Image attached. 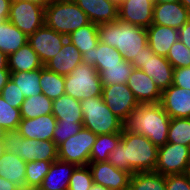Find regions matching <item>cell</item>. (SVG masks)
I'll return each mask as SVG.
<instances>
[{"label": "cell", "mask_w": 190, "mask_h": 190, "mask_svg": "<svg viewBox=\"0 0 190 190\" xmlns=\"http://www.w3.org/2000/svg\"><path fill=\"white\" fill-rule=\"evenodd\" d=\"M76 167L68 162L53 161L37 190H68L71 175Z\"/></svg>", "instance_id": "22"}, {"label": "cell", "mask_w": 190, "mask_h": 190, "mask_svg": "<svg viewBox=\"0 0 190 190\" xmlns=\"http://www.w3.org/2000/svg\"><path fill=\"white\" fill-rule=\"evenodd\" d=\"M9 105L20 109L25 97L19 87L10 79L3 87L0 94Z\"/></svg>", "instance_id": "42"}, {"label": "cell", "mask_w": 190, "mask_h": 190, "mask_svg": "<svg viewBox=\"0 0 190 190\" xmlns=\"http://www.w3.org/2000/svg\"><path fill=\"white\" fill-rule=\"evenodd\" d=\"M26 164L18 155L5 151L0 157V177L25 190Z\"/></svg>", "instance_id": "25"}, {"label": "cell", "mask_w": 190, "mask_h": 190, "mask_svg": "<svg viewBox=\"0 0 190 190\" xmlns=\"http://www.w3.org/2000/svg\"><path fill=\"white\" fill-rule=\"evenodd\" d=\"M52 114L57 122L83 123L80 101L66 94L53 100Z\"/></svg>", "instance_id": "26"}, {"label": "cell", "mask_w": 190, "mask_h": 190, "mask_svg": "<svg viewBox=\"0 0 190 190\" xmlns=\"http://www.w3.org/2000/svg\"><path fill=\"white\" fill-rule=\"evenodd\" d=\"M133 69L134 67L131 62H127L123 59L120 65L105 66V68L99 72V77L103 86L123 84L127 83Z\"/></svg>", "instance_id": "35"}, {"label": "cell", "mask_w": 190, "mask_h": 190, "mask_svg": "<svg viewBox=\"0 0 190 190\" xmlns=\"http://www.w3.org/2000/svg\"><path fill=\"white\" fill-rule=\"evenodd\" d=\"M10 79L19 87L25 98L42 93L40 69L28 72H11Z\"/></svg>", "instance_id": "32"}, {"label": "cell", "mask_w": 190, "mask_h": 190, "mask_svg": "<svg viewBox=\"0 0 190 190\" xmlns=\"http://www.w3.org/2000/svg\"><path fill=\"white\" fill-rule=\"evenodd\" d=\"M45 25L68 36L80 27L90 23L86 13L74 0H55L45 8Z\"/></svg>", "instance_id": "4"}, {"label": "cell", "mask_w": 190, "mask_h": 190, "mask_svg": "<svg viewBox=\"0 0 190 190\" xmlns=\"http://www.w3.org/2000/svg\"><path fill=\"white\" fill-rule=\"evenodd\" d=\"M90 22L101 24L118 19V3L114 0H74Z\"/></svg>", "instance_id": "19"}, {"label": "cell", "mask_w": 190, "mask_h": 190, "mask_svg": "<svg viewBox=\"0 0 190 190\" xmlns=\"http://www.w3.org/2000/svg\"><path fill=\"white\" fill-rule=\"evenodd\" d=\"M7 62L10 72H28L44 67L39 56L28 42L16 52L9 55Z\"/></svg>", "instance_id": "27"}, {"label": "cell", "mask_w": 190, "mask_h": 190, "mask_svg": "<svg viewBox=\"0 0 190 190\" xmlns=\"http://www.w3.org/2000/svg\"><path fill=\"white\" fill-rule=\"evenodd\" d=\"M89 190H110V189L105 188V187H103V186H101V185H98V184H95V183H94V184L90 187Z\"/></svg>", "instance_id": "52"}, {"label": "cell", "mask_w": 190, "mask_h": 190, "mask_svg": "<svg viewBox=\"0 0 190 190\" xmlns=\"http://www.w3.org/2000/svg\"><path fill=\"white\" fill-rule=\"evenodd\" d=\"M56 124L57 119L52 113L33 119L22 118L17 131L24 138L52 141Z\"/></svg>", "instance_id": "17"}, {"label": "cell", "mask_w": 190, "mask_h": 190, "mask_svg": "<svg viewBox=\"0 0 190 190\" xmlns=\"http://www.w3.org/2000/svg\"><path fill=\"white\" fill-rule=\"evenodd\" d=\"M146 30L152 51L156 55L167 57L171 46L178 40V30L157 24H151Z\"/></svg>", "instance_id": "21"}, {"label": "cell", "mask_w": 190, "mask_h": 190, "mask_svg": "<svg viewBox=\"0 0 190 190\" xmlns=\"http://www.w3.org/2000/svg\"><path fill=\"white\" fill-rule=\"evenodd\" d=\"M179 2L190 12V0H180Z\"/></svg>", "instance_id": "53"}, {"label": "cell", "mask_w": 190, "mask_h": 190, "mask_svg": "<svg viewBox=\"0 0 190 190\" xmlns=\"http://www.w3.org/2000/svg\"><path fill=\"white\" fill-rule=\"evenodd\" d=\"M53 100L43 93L25 98L20 107L21 118L33 119L52 113Z\"/></svg>", "instance_id": "30"}, {"label": "cell", "mask_w": 190, "mask_h": 190, "mask_svg": "<svg viewBox=\"0 0 190 190\" xmlns=\"http://www.w3.org/2000/svg\"><path fill=\"white\" fill-rule=\"evenodd\" d=\"M166 190H190L189 172L165 176Z\"/></svg>", "instance_id": "44"}, {"label": "cell", "mask_w": 190, "mask_h": 190, "mask_svg": "<svg viewBox=\"0 0 190 190\" xmlns=\"http://www.w3.org/2000/svg\"><path fill=\"white\" fill-rule=\"evenodd\" d=\"M21 119L20 109L9 105L0 95V129L4 132L17 130Z\"/></svg>", "instance_id": "38"}, {"label": "cell", "mask_w": 190, "mask_h": 190, "mask_svg": "<svg viewBox=\"0 0 190 190\" xmlns=\"http://www.w3.org/2000/svg\"><path fill=\"white\" fill-rule=\"evenodd\" d=\"M5 152V147L3 144V140L0 139V157L2 156V154Z\"/></svg>", "instance_id": "55"}, {"label": "cell", "mask_w": 190, "mask_h": 190, "mask_svg": "<svg viewBox=\"0 0 190 190\" xmlns=\"http://www.w3.org/2000/svg\"><path fill=\"white\" fill-rule=\"evenodd\" d=\"M93 184L89 166H77L71 175L68 190H89Z\"/></svg>", "instance_id": "40"}, {"label": "cell", "mask_w": 190, "mask_h": 190, "mask_svg": "<svg viewBox=\"0 0 190 190\" xmlns=\"http://www.w3.org/2000/svg\"><path fill=\"white\" fill-rule=\"evenodd\" d=\"M82 62V54L73 43L66 39L61 50L47 61L44 67L59 75L67 76Z\"/></svg>", "instance_id": "20"}, {"label": "cell", "mask_w": 190, "mask_h": 190, "mask_svg": "<svg viewBox=\"0 0 190 190\" xmlns=\"http://www.w3.org/2000/svg\"><path fill=\"white\" fill-rule=\"evenodd\" d=\"M139 104L160 103L162 92L141 69H133L126 83Z\"/></svg>", "instance_id": "18"}, {"label": "cell", "mask_w": 190, "mask_h": 190, "mask_svg": "<svg viewBox=\"0 0 190 190\" xmlns=\"http://www.w3.org/2000/svg\"><path fill=\"white\" fill-rule=\"evenodd\" d=\"M160 104L172 118H190V90L171 85L162 91Z\"/></svg>", "instance_id": "15"}, {"label": "cell", "mask_w": 190, "mask_h": 190, "mask_svg": "<svg viewBox=\"0 0 190 190\" xmlns=\"http://www.w3.org/2000/svg\"><path fill=\"white\" fill-rule=\"evenodd\" d=\"M99 41L117 49L124 60L132 62L148 45L147 30L117 19L97 25Z\"/></svg>", "instance_id": "3"}, {"label": "cell", "mask_w": 190, "mask_h": 190, "mask_svg": "<svg viewBox=\"0 0 190 190\" xmlns=\"http://www.w3.org/2000/svg\"><path fill=\"white\" fill-rule=\"evenodd\" d=\"M12 0H0V23L7 20Z\"/></svg>", "instance_id": "47"}, {"label": "cell", "mask_w": 190, "mask_h": 190, "mask_svg": "<svg viewBox=\"0 0 190 190\" xmlns=\"http://www.w3.org/2000/svg\"><path fill=\"white\" fill-rule=\"evenodd\" d=\"M45 8L29 1L12 0L8 21L21 30L26 36L32 35L42 27Z\"/></svg>", "instance_id": "9"}, {"label": "cell", "mask_w": 190, "mask_h": 190, "mask_svg": "<svg viewBox=\"0 0 190 190\" xmlns=\"http://www.w3.org/2000/svg\"><path fill=\"white\" fill-rule=\"evenodd\" d=\"M53 161L34 160L26 164L25 190H37Z\"/></svg>", "instance_id": "36"}, {"label": "cell", "mask_w": 190, "mask_h": 190, "mask_svg": "<svg viewBox=\"0 0 190 190\" xmlns=\"http://www.w3.org/2000/svg\"><path fill=\"white\" fill-rule=\"evenodd\" d=\"M35 160H58V150L56 144L53 141L49 140H37Z\"/></svg>", "instance_id": "43"}, {"label": "cell", "mask_w": 190, "mask_h": 190, "mask_svg": "<svg viewBox=\"0 0 190 190\" xmlns=\"http://www.w3.org/2000/svg\"><path fill=\"white\" fill-rule=\"evenodd\" d=\"M176 1L180 0H153L154 4L165 3V2H176Z\"/></svg>", "instance_id": "54"}, {"label": "cell", "mask_w": 190, "mask_h": 190, "mask_svg": "<svg viewBox=\"0 0 190 190\" xmlns=\"http://www.w3.org/2000/svg\"><path fill=\"white\" fill-rule=\"evenodd\" d=\"M11 72L10 70H0V94L3 87L10 80Z\"/></svg>", "instance_id": "49"}, {"label": "cell", "mask_w": 190, "mask_h": 190, "mask_svg": "<svg viewBox=\"0 0 190 190\" xmlns=\"http://www.w3.org/2000/svg\"><path fill=\"white\" fill-rule=\"evenodd\" d=\"M131 64L135 69H141L152 78L161 92L168 89L173 83L174 68L171 63L166 57L156 55L149 45L142 49L139 56H135Z\"/></svg>", "instance_id": "7"}, {"label": "cell", "mask_w": 190, "mask_h": 190, "mask_svg": "<svg viewBox=\"0 0 190 190\" xmlns=\"http://www.w3.org/2000/svg\"><path fill=\"white\" fill-rule=\"evenodd\" d=\"M178 39L190 49V19L178 30Z\"/></svg>", "instance_id": "46"}, {"label": "cell", "mask_w": 190, "mask_h": 190, "mask_svg": "<svg viewBox=\"0 0 190 190\" xmlns=\"http://www.w3.org/2000/svg\"><path fill=\"white\" fill-rule=\"evenodd\" d=\"M168 143H190V118H172L168 129Z\"/></svg>", "instance_id": "37"}, {"label": "cell", "mask_w": 190, "mask_h": 190, "mask_svg": "<svg viewBox=\"0 0 190 190\" xmlns=\"http://www.w3.org/2000/svg\"><path fill=\"white\" fill-rule=\"evenodd\" d=\"M65 76L49 71L45 67L40 68V86L42 93L54 100L65 94Z\"/></svg>", "instance_id": "33"}, {"label": "cell", "mask_w": 190, "mask_h": 190, "mask_svg": "<svg viewBox=\"0 0 190 190\" xmlns=\"http://www.w3.org/2000/svg\"><path fill=\"white\" fill-rule=\"evenodd\" d=\"M129 190H166L165 175L156 172L134 173L129 180Z\"/></svg>", "instance_id": "34"}, {"label": "cell", "mask_w": 190, "mask_h": 190, "mask_svg": "<svg viewBox=\"0 0 190 190\" xmlns=\"http://www.w3.org/2000/svg\"><path fill=\"white\" fill-rule=\"evenodd\" d=\"M5 151L18 155L25 162L35 160L36 139L24 138L17 130L5 131L2 135Z\"/></svg>", "instance_id": "23"}, {"label": "cell", "mask_w": 190, "mask_h": 190, "mask_svg": "<svg viewBox=\"0 0 190 190\" xmlns=\"http://www.w3.org/2000/svg\"><path fill=\"white\" fill-rule=\"evenodd\" d=\"M96 138V134L83 127L78 133L69 137L57 147L58 160L76 166H88L90 153Z\"/></svg>", "instance_id": "8"}, {"label": "cell", "mask_w": 190, "mask_h": 190, "mask_svg": "<svg viewBox=\"0 0 190 190\" xmlns=\"http://www.w3.org/2000/svg\"><path fill=\"white\" fill-rule=\"evenodd\" d=\"M158 147L141 134H134L123 128L121 140L109 155L108 162L117 169L134 173L154 172Z\"/></svg>", "instance_id": "1"}, {"label": "cell", "mask_w": 190, "mask_h": 190, "mask_svg": "<svg viewBox=\"0 0 190 190\" xmlns=\"http://www.w3.org/2000/svg\"><path fill=\"white\" fill-rule=\"evenodd\" d=\"M67 39L77 47L81 54L89 53L99 41L97 24L90 22L69 34Z\"/></svg>", "instance_id": "29"}, {"label": "cell", "mask_w": 190, "mask_h": 190, "mask_svg": "<svg viewBox=\"0 0 190 190\" xmlns=\"http://www.w3.org/2000/svg\"><path fill=\"white\" fill-rule=\"evenodd\" d=\"M82 128H83V123L57 122L52 141L58 147L66 139L78 133Z\"/></svg>", "instance_id": "41"}, {"label": "cell", "mask_w": 190, "mask_h": 190, "mask_svg": "<svg viewBox=\"0 0 190 190\" xmlns=\"http://www.w3.org/2000/svg\"><path fill=\"white\" fill-rule=\"evenodd\" d=\"M65 94L76 100L102 96L103 84L97 69L85 62L80 63L65 76Z\"/></svg>", "instance_id": "6"}, {"label": "cell", "mask_w": 190, "mask_h": 190, "mask_svg": "<svg viewBox=\"0 0 190 190\" xmlns=\"http://www.w3.org/2000/svg\"><path fill=\"white\" fill-rule=\"evenodd\" d=\"M190 171V157L187 145L166 143L158 148L155 167L161 175L183 174Z\"/></svg>", "instance_id": "10"}, {"label": "cell", "mask_w": 190, "mask_h": 190, "mask_svg": "<svg viewBox=\"0 0 190 190\" xmlns=\"http://www.w3.org/2000/svg\"><path fill=\"white\" fill-rule=\"evenodd\" d=\"M27 42L28 36L10 21L5 20L0 23V51L7 56L16 52Z\"/></svg>", "instance_id": "28"}, {"label": "cell", "mask_w": 190, "mask_h": 190, "mask_svg": "<svg viewBox=\"0 0 190 190\" xmlns=\"http://www.w3.org/2000/svg\"><path fill=\"white\" fill-rule=\"evenodd\" d=\"M67 36L45 24L28 36V44L37 53L43 65L61 50Z\"/></svg>", "instance_id": "12"}, {"label": "cell", "mask_w": 190, "mask_h": 190, "mask_svg": "<svg viewBox=\"0 0 190 190\" xmlns=\"http://www.w3.org/2000/svg\"><path fill=\"white\" fill-rule=\"evenodd\" d=\"M121 140V133L97 135L90 153L89 162H104L109 160V155Z\"/></svg>", "instance_id": "31"}, {"label": "cell", "mask_w": 190, "mask_h": 190, "mask_svg": "<svg viewBox=\"0 0 190 190\" xmlns=\"http://www.w3.org/2000/svg\"><path fill=\"white\" fill-rule=\"evenodd\" d=\"M83 127L96 135L122 133L124 122L105 104L102 96L80 101Z\"/></svg>", "instance_id": "5"}, {"label": "cell", "mask_w": 190, "mask_h": 190, "mask_svg": "<svg viewBox=\"0 0 190 190\" xmlns=\"http://www.w3.org/2000/svg\"><path fill=\"white\" fill-rule=\"evenodd\" d=\"M123 59L124 56L117 49L100 41L91 52L82 54L83 62L94 66L98 72L105 66L120 65Z\"/></svg>", "instance_id": "24"}, {"label": "cell", "mask_w": 190, "mask_h": 190, "mask_svg": "<svg viewBox=\"0 0 190 190\" xmlns=\"http://www.w3.org/2000/svg\"><path fill=\"white\" fill-rule=\"evenodd\" d=\"M88 166L95 184L110 190H129V172L117 169L108 161L89 162Z\"/></svg>", "instance_id": "13"}, {"label": "cell", "mask_w": 190, "mask_h": 190, "mask_svg": "<svg viewBox=\"0 0 190 190\" xmlns=\"http://www.w3.org/2000/svg\"><path fill=\"white\" fill-rule=\"evenodd\" d=\"M0 190H21L16 184L0 177Z\"/></svg>", "instance_id": "48"}, {"label": "cell", "mask_w": 190, "mask_h": 190, "mask_svg": "<svg viewBox=\"0 0 190 190\" xmlns=\"http://www.w3.org/2000/svg\"><path fill=\"white\" fill-rule=\"evenodd\" d=\"M102 97L112 113L123 122L139 105L138 100L126 83L103 86Z\"/></svg>", "instance_id": "11"}, {"label": "cell", "mask_w": 190, "mask_h": 190, "mask_svg": "<svg viewBox=\"0 0 190 190\" xmlns=\"http://www.w3.org/2000/svg\"><path fill=\"white\" fill-rule=\"evenodd\" d=\"M172 85L190 90V66L174 68Z\"/></svg>", "instance_id": "45"}, {"label": "cell", "mask_w": 190, "mask_h": 190, "mask_svg": "<svg viewBox=\"0 0 190 190\" xmlns=\"http://www.w3.org/2000/svg\"><path fill=\"white\" fill-rule=\"evenodd\" d=\"M20 1H29L31 3H34V4H37V5H40L44 8L47 7V5L52 2V0H20Z\"/></svg>", "instance_id": "51"}, {"label": "cell", "mask_w": 190, "mask_h": 190, "mask_svg": "<svg viewBox=\"0 0 190 190\" xmlns=\"http://www.w3.org/2000/svg\"><path fill=\"white\" fill-rule=\"evenodd\" d=\"M7 59L8 56L0 51V70H9Z\"/></svg>", "instance_id": "50"}, {"label": "cell", "mask_w": 190, "mask_h": 190, "mask_svg": "<svg viewBox=\"0 0 190 190\" xmlns=\"http://www.w3.org/2000/svg\"><path fill=\"white\" fill-rule=\"evenodd\" d=\"M3 133H4V131H2V130L0 129V139H2Z\"/></svg>", "instance_id": "56"}, {"label": "cell", "mask_w": 190, "mask_h": 190, "mask_svg": "<svg viewBox=\"0 0 190 190\" xmlns=\"http://www.w3.org/2000/svg\"><path fill=\"white\" fill-rule=\"evenodd\" d=\"M171 118L160 103L139 104L124 122L130 133L141 134L158 148L167 143Z\"/></svg>", "instance_id": "2"}, {"label": "cell", "mask_w": 190, "mask_h": 190, "mask_svg": "<svg viewBox=\"0 0 190 190\" xmlns=\"http://www.w3.org/2000/svg\"><path fill=\"white\" fill-rule=\"evenodd\" d=\"M188 147V152H189V157H190V143L187 145Z\"/></svg>", "instance_id": "57"}, {"label": "cell", "mask_w": 190, "mask_h": 190, "mask_svg": "<svg viewBox=\"0 0 190 190\" xmlns=\"http://www.w3.org/2000/svg\"><path fill=\"white\" fill-rule=\"evenodd\" d=\"M166 58L173 68L189 67L190 49L178 39L171 46Z\"/></svg>", "instance_id": "39"}, {"label": "cell", "mask_w": 190, "mask_h": 190, "mask_svg": "<svg viewBox=\"0 0 190 190\" xmlns=\"http://www.w3.org/2000/svg\"><path fill=\"white\" fill-rule=\"evenodd\" d=\"M190 19V12L179 2L154 4L152 24L179 30Z\"/></svg>", "instance_id": "16"}, {"label": "cell", "mask_w": 190, "mask_h": 190, "mask_svg": "<svg viewBox=\"0 0 190 190\" xmlns=\"http://www.w3.org/2000/svg\"><path fill=\"white\" fill-rule=\"evenodd\" d=\"M153 0H120L118 19L121 21L148 28L153 19Z\"/></svg>", "instance_id": "14"}]
</instances>
